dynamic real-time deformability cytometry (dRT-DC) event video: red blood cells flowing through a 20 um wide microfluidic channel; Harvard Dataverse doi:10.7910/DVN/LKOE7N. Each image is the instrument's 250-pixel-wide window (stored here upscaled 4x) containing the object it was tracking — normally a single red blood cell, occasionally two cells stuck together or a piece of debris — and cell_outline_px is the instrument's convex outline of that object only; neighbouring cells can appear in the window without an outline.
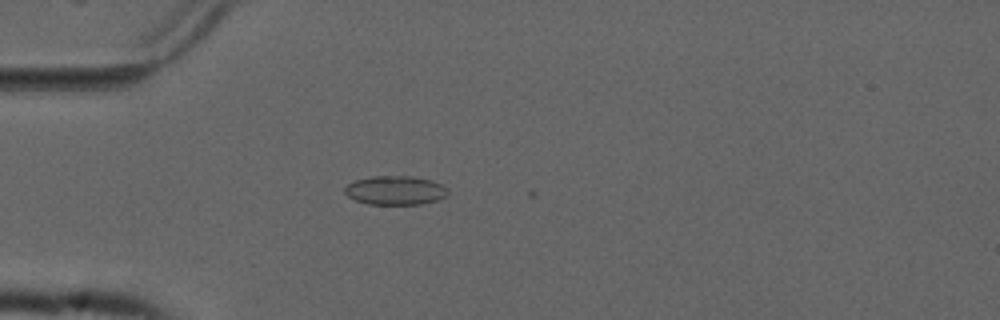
{"species": "common noctule bat (a hibernating species)", "species_latin": "Nyctalus noctula", "temperature_condition": "cold", "stored_images_in_passage": 7, "camera_frame_rate_fps": 3000, "um_per_image_px": 0.085, "animal": {"sex": "male", "forearm_length_mm": 52.5}, "frame": {"image": 1, "passage_image": 6, "time_ms": 1.667, "image_size_px": [1000, 320], "cell_outline_px": [[448, 196], [436, 200], [420, 204], [368, 204], [356, 200], [348, 196], [344, 192], [344, 188], [348, 184], [356, 180], [372, 176], [412, 176], [432, 180], [448, 188]], "centroid_in_image_um": [33.62, 16.17], "position_along_channel_um": 51.4, "area_um2": 17.4}}